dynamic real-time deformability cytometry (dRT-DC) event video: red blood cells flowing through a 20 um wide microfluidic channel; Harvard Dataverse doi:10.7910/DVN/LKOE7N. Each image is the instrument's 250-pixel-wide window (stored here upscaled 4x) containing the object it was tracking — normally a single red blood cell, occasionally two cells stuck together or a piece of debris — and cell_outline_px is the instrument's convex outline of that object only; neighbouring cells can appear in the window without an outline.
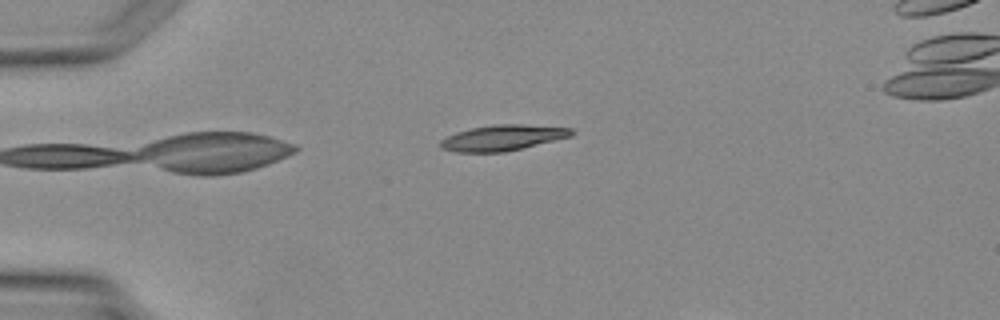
{"species": "Egyptian fruit bat (a non-hibernating species)", "species_latin": "Rousettus aegyptiacus", "temperature_condition": "warm", "stored_images_in_passage": 4, "camera_frame_rate_fps": 3000, "um_per_image_px": 0.085, "animal": {"sex": "female"}, "frame": {"image": 1, "passage_image": 1, "time_ms": 0.0, "image_size_px": [1000, 320], "cell_outline_px": [[576, 132], [572, 136], [504, 152], [456, 152], [444, 148], [440, 144], [440, 140], [456, 132], [472, 128], [496, 124], [524, 124], [572, 128]], "centroid_in_image_um": [42.77, 11.7], "position_along_channel_um": 42.2, "area_um2": 19.42}}
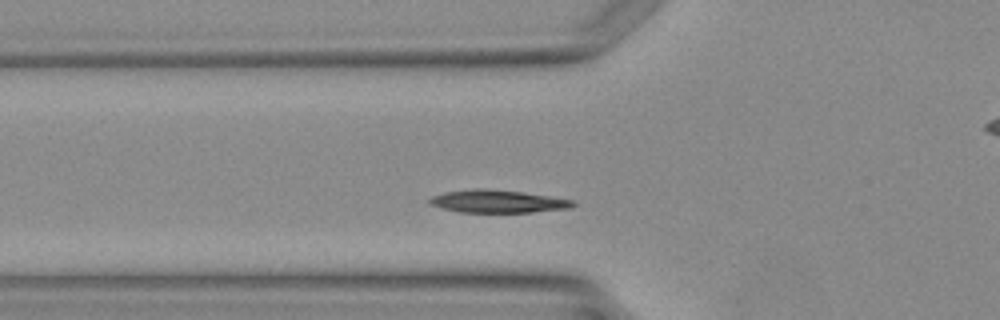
{"frame": {"image": 2, "passage_image": 3, "time_ms": 3.333, "image_size_px": [1000, 320], "cell_outline_px": [[576, 204], [572, 208], [532, 212], [460, 212], [440, 208], [428, 204], [428, 200], [432, 196], [444, 192], [480, 188], [520, 192], [572, 200]], "centroid_in_image_um": [42.25, 17.13], "position_along_channel_um": 83.5, "area_um2": 18.79}}